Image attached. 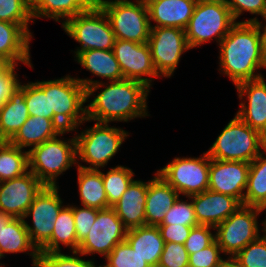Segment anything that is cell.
<instances>
[{
	"label": "cell",
	"instance_id": "6da1fadb",
	"mask_svg": "<svg viewBox=\"0 0 266 267\" xmlns=\"http://www.w3.org/2000/svg\"><path fill=\"white\" fill-rule=\"evenodd\" d=\"M86 89V119L98 123L128 122L135 118L149 116L147 97L150 88L144 83L131 79L103 81L76 78ZM102 89L94 96V92ZM94 96L92 101L88 99Z\"/></svg>",
	"mask_w": 266,
	"mask_h": 267
},
{
	"label": "cell",
	"instance_id": "7a4b0ae2",
	"mask_svg": "<svg viewBox=\"0 0 266 267\" xmlns=\"http://www.w3.org/2000/svg\"><path fill=\"white\" fill-rule=\"evenodd\" d=\"M220 49L219 71L228 76L234 85L263 77L264 69L260 36L253 23L238 21L218 44Z\"/></svg>",
	"mask_w": 266,
	"mask_h": 267
},
{
	"label": "cell",
	"instance_id": "3957f363",
	"mask_svg": "<svg viewBox=\"0 0 266 267\" xmlns=\"http://www.w3.org/2000/svg\"><path fill=\"white\" fill-rule=\"evenodd\" d=\"M73 130H63L56 137L28 149V170L45 186H57V178L63 172L77 165L76 137L59 138Z\"/></svg>",
	"mask_w": 266,
	"mask_h": 267
},
{
	"label": "cell",
	"instance_id": "277c9868",
	"mask_svg": "<svg viewBox=\"0 0 266 267\" xmlns=\"http://www.w3.org/2000/svg\"><path fill=\"white\" fill-rule=\"evenodd\" d=\"M44 93H49L50 119L63 130L76 131L86 119V89L70 75L44 81Z\"/></svg>",
	"mask_w": 266,
	"mask_h": 267
},
{
	"label": "cell",
	"instance_id": "5b68a950",
	"mask_svg": "<svg viewBox=\"0 0 266 267\" xmlns=\"http://www.w3.org/2000/svg\"><path fill=\"white\" fill-rule=\"evenodd\" d=\"M77 144V158L90 164L88 167L80 164L77 167L88 170H100L105 167L119 151L121 144L129 136V132L108 123L96 122L93 127L75 134Z\"/></svg>",
	"mask_w": 266,
	"mask_h": 267
},
{
	"label": "cell",
	"instance_id": "8992f818",
	"mask_svg": "<svg viewBox=\"0 0 266 267\" xmlns=\"http://www.w3.org/2000/svg\"><path fill=\"white\" fill-rule=\"evenodd\" d=\"M263 150L260 132L235 115L206 152L211 159L250 163Z\"/></svg>",
	"mask_w": 266,
	"mask_h": 267
},
{
	"label": "cell",
	"instance_id": "52a82bcc",
	"mask_svg": "<svg viewBox=\"0 0 266 267\" xmlns=\"http://www.w3.org/2000/svg\"><path fill=\"white\" fill-rule=\"evenodd\" d=\"M116 39L148 43L151 26L147 3L136 0H100Z\"/></svg>",
	"mask_w": 266,
	"mask_h": 267
},
{
	"label": "cell",
	"instance_id": "ba28073f",
	"mask_svg": "<svg viewBox=\"0 0 266 267\" xmlns=\"http://www.w3.org/2000/svg\"><path fill=\"white\" fill-rule=\"evenodd\" d=\"M62 28L69 37L80 43L81 47L74 51V58L86 50H112L116 40L109 18L98 4L68 19Z\"/></svg>",
	"mask_w": 266,
	"mask_h": 267
},
{
	"label": "cell",
	"instance_id": "9c48e42d",
	"mask_svg": "<svg viewBox=\"0 0 266 267\" xmlns=\"http://www.w3.org/2000/svg\"><path fill=\"white\" fill-rule=\"evenodd\" d=\"M236 23L228 6L198 0L185 29L190 49L213 38L219 44Z\"/></svg>",
	"mask_w": 266,
	"mask_h": 267
},
{
	"label": "cell",
	"instance_id": "30bf717a",
	"mask_svg": "<svg viewBox=\"0 0 266 267\" xmlns=\"http://www.w3.org/2000/svg\"><path fill=\"white\" fill-rule=\"evenodd\" d=\"M264 209L241 205L226 220L215 227V239L222 253L235 257L249 243L260 236L258 215Z\"/></svg>",
	"mask_w": 266,
	"mask_h": 267
},
{
	"label": "cell",
	"instance_id": "8fae6325",
	"mask_svg": "<svg viewBox=\"0 0 266 267\" xmlns=\"http://www.w3.org/2000/svg\"><path fill=\"white\" fill-rule=\"evenodd\" d=\"M211 158L207 152L197 157H176L166 166L157 170L179 195L190 197L208 190L209 165Z\"/></svg>",
	"mask_w": 266,
	"mask_h": 267
},
{
	"label": "cell",
	"instance_id": "7c38bea8",
	"mask_svg": "<svg viewBox=\"0 0 266 267\" xmlns=\"http://www.w3.org/2000/svg\"><path fill=\"white\" fill-rule=\"evenodd\" d=\"M58 189V185L44 186L23 217L30 240L38 251L50 240L56 218L64 207ZM28 217H32L33 225L25 220Z\"/></svg>",
	"mask_w": 266,
	"mask_h": 267
},
{
	"label": "cell",
	"instance_id": "4fadbf2b",
	"mask_svg": "<svg viewBox=\"0 0 266 267\" xmlns=\"http://www.w3.org/2000/svg\"><path fill=\"white\" fill-rule=\"evenodd\" d=\"M148 44L155 70L165 78L173 75L181 55L190 49L185 30L175 27H151Z\"/></svg>",
	"mask_w": 266,
	"mask_h": 267
},
{
	"label": "cell",
	"instance_id": "5bb4252c",
	"mask_svg": "<svg viewBox=\"0 0 266 267\" xmlns=\"http://www.w3.org/2000/svg\"><path fill=\"white\" fill-rule=\"evenodd\" d=\"M127 230L112 207L99 210L78 252L86 256L96 253L106 258L117 244L125 241Z\"/></svg>",
	"mask_w": 266,
	"mask_h": 267
},
{
	"label": "cell",
	"instance_id": "9a60e30c",
	"mask_svg": "<svg viewBox=\"0 0 266 267\" xmlns=\"http://www.w3.org/2000/svg\"><path fill=\"white\" fill-rule=\"evenodd\" d=\"M112 51L124 79L140 81L151 88L153 78L160 77L153 65L148 43L116 39Z\"/></svg>",
	"mask_w": 266,
	"mask_h": 267
},
{
	"label": "cell",
	"instance_id": "2e32d148",
	"mask_svg": "<svg viewBox=\"0 0 266 267\" xmlns=\"http://www.w3.org/2000/svg\"><path fill=\"white\" fill-rule=\"evenodd\" d=\"M44 186L30 170L19 177L1 181L0 210L14 218H23Z\"/></svg>",
	"mask_w": 266,
	"mask_h": 267
},
{
	"label": "cell",
	"instance_id": "e0dca14e",
	"mask_svg": "<svg viewBox=\"0 0 266 267\" xmlns=\"http://www.w3.org/2000/svg\"><path fill=\"white\" fill-rule=\"evenodd\" d=\"M250 163L211 159L208 189L236 198L244 205Z\"/></svg>",
	"mask_w": 266,
	"mask_h": 267
},
{
	"label": "cell",
	"instance_id": "ac0fdd59",
	"mask_svg": "<svg viewBox=\"0 0 266 267\" xmlns=\"http://www.w3.org/2000/svg\"><path fill=\"white\" fill-rule=\"evenodd\" d=\"M187 198L192 200L198 224L214 228L242 205L232 196L209 189Z\"/></svg>",
	"mask_w": 266,
	"mask_h": 267
},
{
	"label": "cell",
	"instance_id": "d6986e66",
	"mask_svg": "<svg viewBox=\"0 0 266 267\" xmlns=\"http://www.w3.org/2000/svg\"><path fill=\"white\" fill-rule=\"evenodd\" d=\"M241 101L240 109L235 114L243 122L260 133L266 127V82L264 76L255 80L245 81L235 86ZM245 101V102H244Z\"/></svg>",
	"mask_w": 266,
	"mask_h": 267
},
{
	"label": "cell",
	"instance_id": "ffe728a7",
	"mask_svg": "<svg viewBox=\"0 0 266 267\" xmlns=\"http://www.w3.org/2000/svg\"><path fill=\"white\" fill-rule=\"evenodd\" d=\"M198 0H150L147 2L151 27L186 29ZM154 21L156 25H152Z\"/></svg>",
	"mask_w": 266,
	"mask_h": 267
},
{
	"label": "cell",
	"instance_id": "44dd1931",
	"mask_svg": "<svg viewBox=\"0 0 266 267\" xmlns=\"http://www.w3.org/2000/svg\"><path fill=\"white\" fill-rule=\"evenodd\" d=\"M147 188L148 182L134 180L112 206L127 229L146 225Z\"/></svg>",
	"mask_w": 266,
	"mask_h": 267
},
{
	"label": "cell",
	"instance_id": "7402d4cb",
	"mask_svg": "<svg viewBox=\"0 0 266 267\" xmlns=\"http://www.w3.org/2000/svg\"><path fill=\"white\" fill-rule=\"evenodd\" d=\"M31 38L21 25L0 21V58L12 65L22 62L32 68L29 46Z\"/></svg>",
	"mask_w": 266,
	"mask_h": 267
},
{
	"label": "cell",
	"instance_id": "603a6c76",
	"mask_svg": "<svg viewBox=\"0 0 266 267\" xmlns=\"http://www.w3.org/2000/svg\"><path fill=\"white\" fill-rule=\"evenodd\" d=\"M179 193L157 172L148 181L145 205L146 225L158 226L164 220L165 213L180 197Z\"/></svg>",
	"mask_w": 266,
	"mask_h": 267
},
{
	"label": "cell",
	"instance_id": "cb8c5ba5",
	"mask_svg": "<svg viewBox=\"0 0 266 267\" xmlns=\"http://www.w3.org/2000/svg\"><path fill=\"white\" fill-rule=\"evenodd\" d=\"M96 0H30V12L34 19L50 18L64 24L68 19L94 8ZM65 20V21H64Z\"/></svg>",
	"mask_w": 266,
	"mask_h": 267
},
{
	"label": "cell",
	"instance_id": "d4e9b609",
	"mask_svg": "<svg viewBox=\"0 0 266 267\" xmlns=\"http://www.w3.org/2000/svg\"><path fill=\"white\" fill-rule=\"evenodd\" d=\"M125 241L151 267L158 265L165 244L158 226L144 225L128 229Z\"/></svg>",
	"mask_w": 266,
	"mask_h": 267
},
{
	"label": "cell",
	"instance_id": "484cf974",
	"mask_svg": "<svg viewBox=\"0 0 266 267\" xmlns=\"http://www.w3.org/2000/svg\"><path fill=\"white\" fill-rule=\"evenodd\" d=\"M29 118L25 83L16 88L0 108V141H9Z\"/></svg>",
	"mask_w": 266,
	"mask_h": 267
},
{
	"label": "cell",
	"instance_id": "4316f807",
	"mask_svg": "<svg viewBox=\"0 0 266 267\" xmlns=\"http://www.w3.org/2000/svg\"><path fill=\"white\" fill-rule=\"evenodd\" d=\"M63 129L53 120L45 117L29 116L16 134L8 141L21 149L33 148L60 134Z\"/></svg>",
	"mask_w": 266,
	"mask_h": 267
},
{
	"label": "cell",
	"instance_id": "83f0119b",
	"mask_svg": "<svg viewBox=\"0 0 266 267\" xmlns=\"http://www.w3.org/2000/svg\"><path fill=\"white\" fill-rule=\"evenodd\" d=\"M21 252L29 254L33 261L32 267H37L39 251L30 240L24 219L13 218L5 227H3L2 233L0 234V256L1 258H4L6 253L17 254Z\"/></svg>",
	"mask_w": 266,
	"mask_h": 267
},
{
	"label": "cell",
	"instance_id": "f1b7e54d",
	"mask_svg": "<svg viewBox=\"0 0 266 267\" xmlns=\"http://www.w3.org/2000/svg\"><path fill=\"white\" fill-rule=\"evenodd\" d=\"M75 60L93 75L111 81L124 79L120 65L112 50H86L78 53Z\"/></svg>",
	"mask_w": 266,
	"mask_h": 267
},
{
	"label": "cell",
	"instance_id": "f546056e",
	"mask_svg": "<svg viewBox=\"0 0 266 267\" xmlns=\"http://www.w3.org/2000/svg\"><path fill=\"white\" fill-rule=\"evenodd\" d=\"M61 245L78 251L73 205L64 206L56 218L50 240L39 250V253L60 252Z\"/></svg>",
	"mask_w": 266,
	"mask_h": 267
},
{
	"label": "cell",
	"instance_id": "4dcf8cb0",
	"mask_svg": "<svg viewBox=\"0 0 266 267\" xmlns=\"http://www.w3.org/2000/svg\"><path fill=\"white\" fill-rule=\"evenodd\" d=\"M78 190L82 206L98 210L108 208L107 195L99 170L78 167Z\"/></svg>",
	"mask_w": 266,
	"mask_h": 267
},
{
	"label": "cell",
	"instance_id": "1f68e13d",
	"mask_svg": "<svg viewBox=\"0 0 266 267\" xmlns=\"http://www.w3.org/2000/svg\"><path fill=\"white\" fill-rule=\"evenodd\" d=\"M244 205L266 210V149L250 162Z\"/></svg>",
	"mask_w": 266,
	"mask_h": 267
},
{
	"label": "cell",
	"instance_id": "d6a6232c",
	"mask_svg": "<svg viewBox=\"0 0 266 267\" xmlns=\"http://www.w3.org/2000/svg\"><path fill=\"white\" fill-rule=\"evenodd\" d=\"M23 150L8 141H0V182L28 171V151Z\"/></svg>",
	"mask_w": 266,
	"mask_h": 267
},
{
	"label": "cell",
	"instance_id": "836d02e7",
	"mask_svg": "<svg viewBox=\"0 0 266 267\" xmlns=\"http://www.w3.org/2000/svg\"><path fill=\"white\" fill-rule=\"evenodd\" d=\"M102 181L107 195L108 208L112 207L122 196L129 185L134 181L132 169L117 165L107 173L102 172Z\"/></svg>",
	"mask_w": 266,
	"mask_h": 267
},
{
	"label": "cell",
	"instance_id": "e575fe53",
	"mask_svg": "<svg viewBox=\"0 0 266 267\" xmlns=\"http://www.w3.org/2000/svg\"><path fill=\"white\" fill-rule=\"evenodd\" d=\"M0 21L19 24L32 36L28 27L33 23L30 0H0Z\"/></svg>",
	"mask_w": 266,
	"mask_h": 267
},
{
	"label": "cell",
	"instance_id": "d590c367",
	"mask_svg": "<svg viewBox=\"0 0 266 267\" xmlns=\"http://www.w3.org/2000/svg\"><path fill=\"white\" fill-rule=\"evenodd\" d=\"M25 103L29 116L50 119L49 93H44V81L25 84Z\"/></svg>",
	"mask_w": 266,
	"mask_h": 267
},
{
	"label": "cell",
	"instance_id": "8d00e7d4",
	"mask_svg": "<svg viewBox=\"0 0 266 267\" xmlns=\"http://www.w3.org/2000/svg\"><path fill=\"white\" fill-rule=\"evenodd\" d=\"M262 224L263 229L261 231H263V235L249 243L234 257L241 267H266L265 221Z\"/></svg>",
	"mask_w": 266,
	"mask_h": 267
},
{
	"label": "cell",
	"instance_id": "74e56055",
	"mask_svg": "<svg viewBox=\"0 0 266 267\" xmlns=\"http://www.w3.org/2000/svg\"><path fill=\"white\" fill-rule=\"evenodd\" d=\"M71 254H63L61 251L39 253L37 267H95L94 261L82 259L79 256L84 255L78 251H73Z\"/></svg>",
	"mask_w": 266,
	"mask_h": 267
},
{
	"label": "cell",
	"instance_id": "f35d334b",
	"mask_svg": "<svg viewBox=\"0 0 266 267\" xmlns=\"http://www.w3.org/2000/svg\"><path fill=\"white\" fill-rule=\"evenodd\" d=\"M105 259L116 267H151L126 241L117 244Z\"/></svg>",
	"mask_w": 266,
	"mask_h": 267
},
{
	"label": "cell",
	"instance_id": "ab89813d",
	"mask_svg": "<svg viewBox=\"0 0 266 267\" xmlns=\"http://www.w3.org/2000/svg\"><path fill=\"white\" fill-rule=\"evenodd\" d=\"M179 198L180 197H178L173 206L167 210L161 224L199 225L195 217L192 200L188 202Z\"/></svg>",
	"mask_w": 266,
	"mask_h": 267
},
{
	"label": "cell",
	"instance_id": "60d3db41",
	"mask_svg": "<svg viewBox=\"0 0 266 267\" xmlns=\"http://www.w3.org/2000/svg\"><path fill=\"white\" fill-rule=\"evenodd\" d=\"M189 254L184 244L168 242L164 244L158 266L160 267H188Z\"/></svg>",
	"mask_w": 266,
	"mask_h": 267
},
{
	"label": "cell",
	"instance_id": "b9f144b4",
	"mask_svg": "<svg viewBox=\"0 0 266 267\" xmlns=\"http://www.w3.org/2000/svg\"><path fill=\"white\" fill-rule=\"evenodd\" d=\"M214 227L207 225H197L192 227L189 237L184 242L188 254H193L211 245L216 239L215 234L211 233Z\"/></svg>",
	"mask_w": 266,
	"mask_h": 267
},
{
	"label": "cell",
	"instance_id": "7bdbcfd3",
	"mask_svg": "<svg viewBox=\"0 0 266 267\" xmlns=\"http://www.w3.org/2000/svg\"><path fill=\"white\" fill-rule=\"evenodd\" d=\"M218 242L215 240L208 247L189 255L188 267H218L223 258Z\"/></svg>",
	"mask_w": 266,
	"mask_h": 267
},
{
	"label": "cell",
	"instance_id": "ee69618b",
	"mask_svg": "<svg viewBox=\"0 0 266 267\" xmlns=\"http://www.w3.org/2000/svg\"><path fill=\"white\" fill-rule=\"evenodd\" d=\"M98 209L90 207H77L73 205V215L75 220V228L77 241L80 244L88 235L90 227L96 220Z\"/></svg>",
	"mask_w": 266,
	"mask_h": 267
},
{
	"label": "cell",
	"instance_id": "f6af8a7d",
	"mask_svg": "<svg viewBox=\"0 0 266 267\" xmlns=\"http://www.w3.org/2000/svg\"><path fill=\"white\" fill-rule=\"evenodd\" d=\"M228 7L235 21L243 15V12L266 19V0H229Z\"/></svg>",
	"mask_w": 266,
	"mask_h": 267
},
{
	"label": "cell",
	"instance_id": "bcb514c9",
	"mask_svg": "<svg viewBox=\"0 0 266 267\" xmlns=\"http://www.w3.org/2000/svg\"><path fill=\"white\" fill-rule=\"evenodd\" d=\"M158 227L165 243L174 242L184 244L194 226L159 224Z\"/></svg>",
	"mask_w": 266,
	"mask_h": 267
},
{
	"label": "cell",
	"instance_id": "7dc6e473",
	"mask_svg": "<svg viewBox=\"0 0 266 267\" xmlns=\"http://www.w3.org/2000/svg\"><path fill=\"white\" fill-rule=\"evenodd\" d=\"M18 65H12L1 77H0V108L9 99L11 93L19 87L20 80L18 79L15 68Z\"/></svg>",
	"mask_w": 266,
	"mask_h": 267
},
{
	"label": "cell",
	"instance_id": "c3c4849f",
	"mask_svg": "<svg viewBox=\"0 0 266 267\" xmlns=\"http://www.w3.org/2000/svg\"><path fill=\"white\" fill-rule=\"evenodd\" d=\"M264 21L266 22V19H264ZM241 23H253L256 26L260 36L261 54L266 69V24L263 26V22H259L257 17L250 18L246 21H241Z\"/></svg>",
	"mask_w": 266,
	"mask_h": 267
},
{
	"label": "cell",
	"instance_id": "681fc988",
	"mask_svg": "<svg viewBox=\"0 0 266 267\" xmlns=\"http://www.w3.org/2000/svg\"><path fill=\"white\" fill-rule=\"evenodd\" d=\"M218 267H241V265L234 257L228 256L220 262Z\"/></svg>",
	"mask_w": 266,
	"mask_h": 267
},
{
	"label": "cell",
	"instance_id": "f907efd6",
	"mask_svg": "<svg viewBox=\"0 0 266 267\" xmlns=\"http://www.w3.org/2000/svg\"><path fill=\"white\" fill-rule=\"evenodd\" d=\"M14 217L11 214H6L0 210V234L3 227H5Z\"/></svg>",
	"mask_w": 266,
	"mask_h": 267
},
{
	"label": "cell",
	"instance_id": "816d5d0a",
	"mask_svg": "<svg viewBox=\"0 0 266 267\" xmlns=\"http://www.w3.org/2000/svg\"><path fill=\"white\" fill-rule=\"evenodd\" d=\"M12 66L10 62L0 58V77Z\"/></svg>",
	"mask_w": 266,
	"mask_h": 267
},
{
	"label": "cell",
	"instance_id": "f5cc1de1",
	"mask_svg": "<svg viewBox=\"0 0 266 267\" xmlns=\"http://www.w3.org/2000/svg\"><path fill=\"white\" fill-rule=\"evenodd\" d=\"M206 3L222 4L228 6L229 0H200Z\"/></svg>",
	"mask_w": 266,
	"mask_h": 267
},
{
	"label": "cell",
	"instance_id": "db71d44e",
	"mask_svg": "<svg viewBox=\"0 0 266 267\" xmlns=\"http://www.w3.org/2000/svg\"><path fill=\"white\" fill-rule=\"evenodd\" d=\"M260 134H261V143L264 149H266V127L263 129V131Z\"/></svg>",
	"mask_w": 266,
	"mask_h": 267
},
{
	"label": "cell",
	"instance_id": "11a10c76",
	"mask_svg": "<svg viewBox=\"0 0 266 267\" xmlns=\"http://www.w3.org/2000/svg\"><path fill=\"white\" fill-rule=\"evenodd\" d=\"M95 267H116V266H113L111 263H109L108 261H107V263L106 264H104L103 266H97V265H95Z\"/></svg>",
	"mask_w": 266,
	"mask_h": 267
},
{
	"label": "cell",
	"instance_id": "9f6ffc18",
	"mask_svg": "<svg viewBox=\"0 0 266 267\" xmlns=\"http://www.w3.org/2000/svg\"><path fill=\"white\" fill-rule=\"evenodd\" d=\"M140 1H142V2H144V3H147V2H149L150 0H140Z\"/></svg>",
	"mask_w": 266,
	"mask_h": 267
},
{
	"label": "cell",
	"instance_id": "6f0895ef",
	"mask_svg": "<svg viewBox=\"0 0 266 267\" xmlns=\"http://www.w3.org/2000/svg\"><path fill=\"white\" fill-rule=\"evenodd\" d=\"M266 211V210H265ZM266 217V216H265ZM264 221H265V231H266V218L264 219Z\"/></svg>",
	"mask_w": 266,
	"mask_h": 267
}]
</instances>
